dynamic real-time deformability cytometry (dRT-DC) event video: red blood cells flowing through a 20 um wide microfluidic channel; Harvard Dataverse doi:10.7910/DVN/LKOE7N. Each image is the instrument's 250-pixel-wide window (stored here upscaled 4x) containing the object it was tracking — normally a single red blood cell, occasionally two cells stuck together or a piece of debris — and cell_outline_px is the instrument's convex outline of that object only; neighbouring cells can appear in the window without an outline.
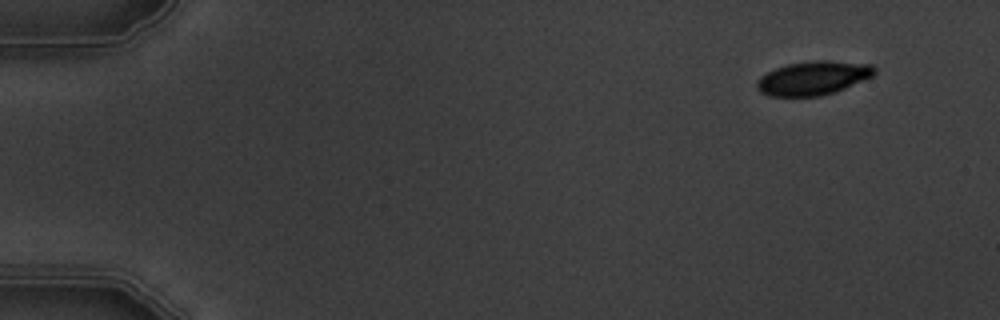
{"species": "common noctule bat (a hibernating species)", "species_latin": "Nyctalus noctula", "temperature_condition": "warm", "stored_images_in_passage": 5, "camera_frame_rate_fps": 3000, "um_per_image_px": 0.085, "animal": {"sex": "male", "body_mass_g": 19.5, "forearm_length_mm": 54.6}, "frame": {"image": 1, "passage_image": 2, "time_ms": 1.0, "image_size_px": [1000, 320], "cell_outline_px": [[876, 72], [872, 76], [836, 92], [820, 96], [768, 96], [760, 92], [756, 88], [756, 84], [760, 76], [776, 68], [788, 64], [816, 60], [824, 60], [872, 64], [876, 68]], "centroid_in_image_um": [69.12, 6.64], "position_along_channel_um": 15.9, "area_um2": 23.18}}